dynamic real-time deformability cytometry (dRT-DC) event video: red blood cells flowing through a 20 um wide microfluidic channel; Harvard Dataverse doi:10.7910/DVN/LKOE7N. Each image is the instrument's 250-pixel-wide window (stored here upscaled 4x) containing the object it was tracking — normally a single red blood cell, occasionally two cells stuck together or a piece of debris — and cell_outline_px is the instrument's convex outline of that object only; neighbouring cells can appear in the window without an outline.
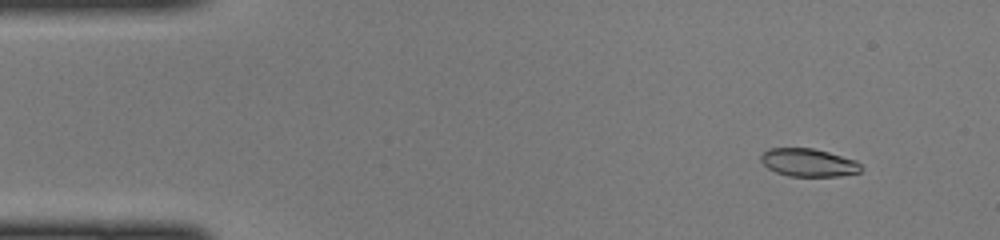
{"species": "common noctule bat (a hibernating species)", "species_latin": "Nyctalus noctula", "temperature_condition": "cold", "stored_images_in_passage": 48, "camera_frame_rate_fps": 3000, "um_per_image_px": 0.085, "animal": {"sex": "female", "body_mass_g": 22.0, "forearm_length_mm": 56.7}, "frame": {"image": 1, "passage_image": 5, "time_ms": 1.333, "image_size_px": [1000, 240], "cell_outline_px": [[864, 168], [860, 172], [840, 176], [788, 176], [776, 172], [768, 168], [760, 160], [760, 156], [768, 148], [812, 148], [828, 152], [856, 160]], "centroid_in_image_um": [68.73, 13.82], "position_along_channel_um": 16.3, "area_um2": 16.36}}
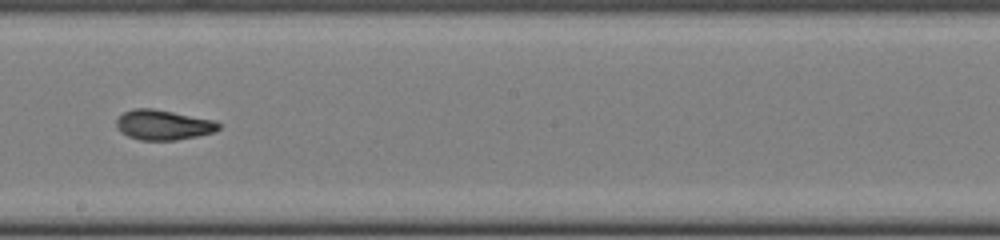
{"frame": {"image": 2, "passage_image": 27, "time_ms": 8.667, "image_size_px": [1000, 240], "cell_outline_px": [[220, 128], [216, 132], [176, 140], [140, 140], [128, 136], [120, 132], [116, 128], [116, 120], [124, 112], [132, 108], [152, 108], [216, 120], [220, 124]], "centroid_in_image_um": [13.88, 10.61], "position_along_channel_um": 234.3, "area_um2": 18.03}}
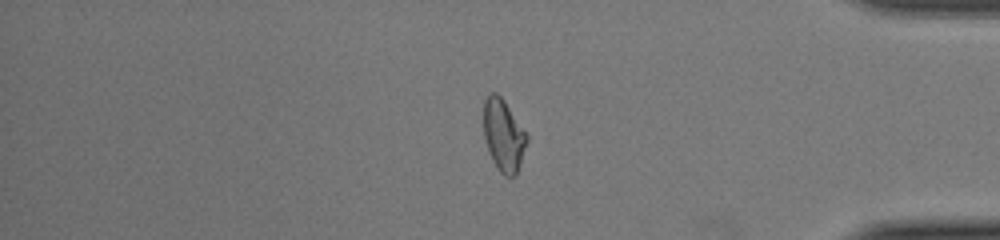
{"frame": {"image": 3, "passage_image": 40, "time_ms": 13.0, "image_size_px": [1000, 240], "cell_outline_px": [[528, 140], [516, 176], [504, 176], [500, 172], [492, 160], [484, 136], [484, 100], [492, 92], [496, 92], [504, 100], [528, 136]], "centroid_in_image_um": [42.8, 11.51], "position_along_channel_um": 392.4, "area_um2": 17.92}}